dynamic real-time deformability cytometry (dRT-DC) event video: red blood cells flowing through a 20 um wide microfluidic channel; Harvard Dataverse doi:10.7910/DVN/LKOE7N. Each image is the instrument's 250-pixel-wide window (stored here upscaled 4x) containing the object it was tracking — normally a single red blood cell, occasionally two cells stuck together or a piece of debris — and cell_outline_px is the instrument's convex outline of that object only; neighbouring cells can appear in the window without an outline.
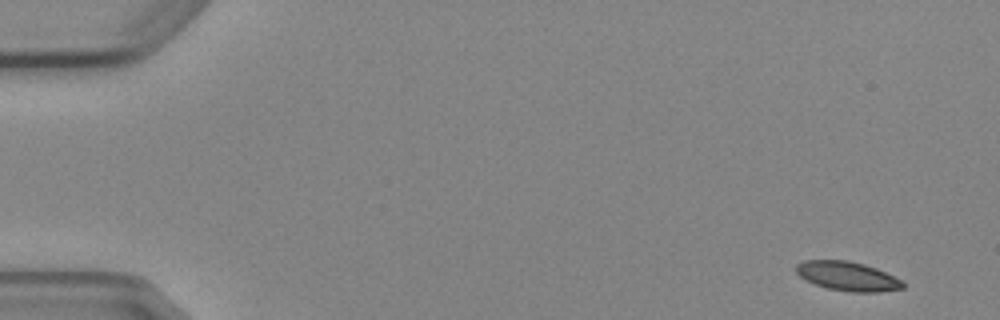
{"species": "Egyptian fruit bat (a non-hibernating species)", "species_latin": "Rousettus aegyptiacus", "temperature_condition": "cold", "stored_images_in_passage": 7, "camera_frame_rate_fps": 3000, "um_per_image_px": 0.085, "animal": {"sex": "female"}, "frame": {"image": 1, "passage_image": 1, "time_ms": 0.0, "image_size_px": [1000, 320], "cell_outline_px": [[904, 288], [880, 292], [848, 292], [828, 288], [816, 284], [800, 276], [796, 272], [796, 264], [804, 260], [848, 260], [864, 264], [876, 268], [900, 280], [904, 284]], "centroid_in_image_um": [72.03, 23.47], "position_along_channel_um": 13.0, "area_um2": 17.98}}
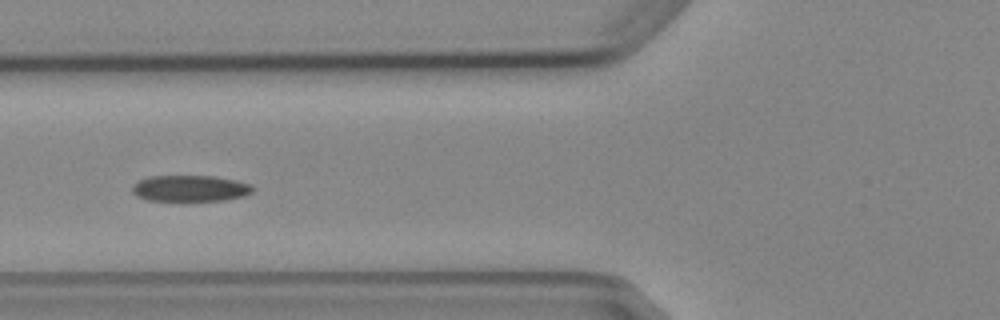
{"frame": {"image": 2, "passage_image": 6, "time_ms": 6.0, "image_size_px": [1000, 320], "cell_outline_px": [[256, 188], [252, 192], [244, 196], [224, 200], [148, 200], [136, 196], [132, 192], [132, 184], [148, 176], [216, 176], [236, 180], [252, 184]], "centroid_in_image_um": [16.19, 16.0], "position_along_channel_um": 109.6, "area_um2": 18.5}}
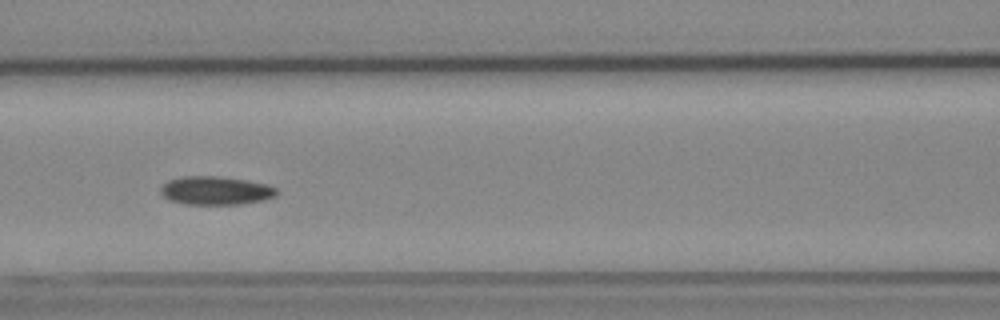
{"frame": {"image": 3, "passage_image": 7, "time_ms": 7.0, "image_size_px": [1000, 320], "cell_outline_px": [[280, 192], [276, 196], [264, 200], [240, 204], [184, 204], [172, 200], [164, 196], [160, 192], [160, 188], [168, 180], [180, 176], [216, 176], [244, 180], [268, 184], [276, 188]], "centroid_in_image_um": [18.36, 16.19], "position_along_channel_um": 148.2, "area_um2": 19.25}}